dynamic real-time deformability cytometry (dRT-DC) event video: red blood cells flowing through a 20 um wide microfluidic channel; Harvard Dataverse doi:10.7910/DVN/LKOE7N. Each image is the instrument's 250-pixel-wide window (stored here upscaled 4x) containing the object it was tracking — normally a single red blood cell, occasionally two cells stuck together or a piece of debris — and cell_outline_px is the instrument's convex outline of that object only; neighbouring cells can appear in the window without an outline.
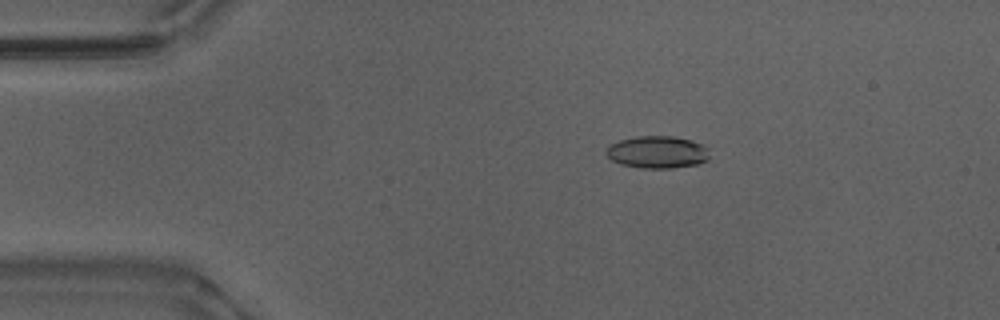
{"species": "Egyptian fruit bat (a non-hibernating species)", "species_latin": "Rousettus aegyptiacus", "temperature_condition": "warm", "stored_images_in_passage": 53, "camera_frame_rate_fps": 3000, "um_per_image_px": 0.085, "animal": {"sex": "male"}, "frame": {"image": 1, "passage_image": 10, "time_ms": 3.0, "image_size_px": [1000, 320], "cell_outline_px": [[708, 160], [696, 164], [672, 168], [644, 168], [620, 164], [612, 160], [604, 152], [612, 144], [620, 140], [636, 136], [676, 136], [692, 140], [708, 148]], "centroid_in_image_um": [55.88, 12.92], "position_along_channel_um": 29.1, "area_um2": 19.36}}
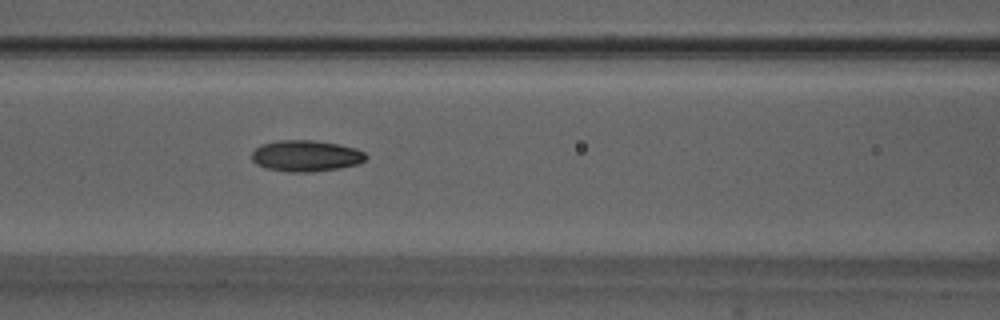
{"frame": {"image": 2, "passage_image": 23, "time_ms": 7.333, "image_size_px": [1000, 320], "cell_outline_px": [[368, 156], [364, 160], [356, 164], [340, 168], [312, 172], [288, 172], [264, 168], [256, 164], [252, 160], [252, 152], [260, 144], [280, 140], [312, 140], [336, 144], [356, 148], [364, 152]], "centroid_in_image_um": [25.97, 13.25], "position_along_channel_um": 140.6, "area_um2": 20.81}}
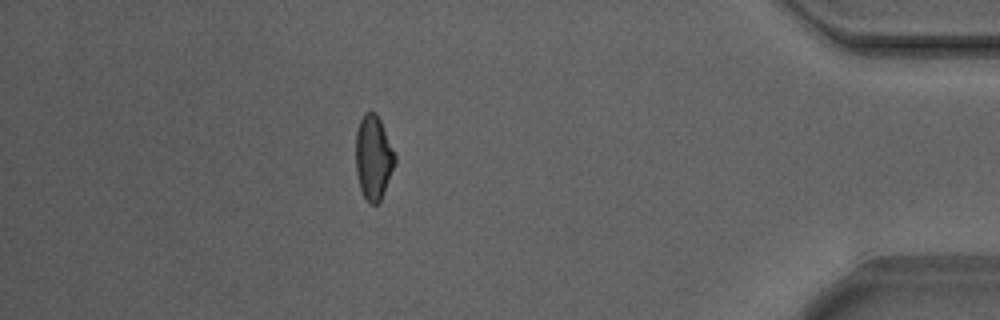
{"frame": {"image": 3, "passage_image": 47, "time_ms": 15.333, "image_size_px": [1000, 320], "cell_outline_px": [[396, 164], [384, 192], [380, 200], [376, 204], [368, 204], [360, 188], [356, 172], [356, 132], [360, 120], [364, 112], [376, 112], [380, 120], [396, 156]], "centroid_in_image_um": [31.74, 13.4], "position_along_channel_um": 403.5, "area_um2": 19.25}, "authors_computed_cell_mechanics": {"area_um2": 19.4786, "velocity_mm_per_s": 3.8816, "shape_relaxation_time_tau1_ms": 5.0956, "shape_relaxation_time_tau2_ms": 3.3242, "deformation_change_tau1": 0.1579, "deformation_change_tau2": 0.0942}}